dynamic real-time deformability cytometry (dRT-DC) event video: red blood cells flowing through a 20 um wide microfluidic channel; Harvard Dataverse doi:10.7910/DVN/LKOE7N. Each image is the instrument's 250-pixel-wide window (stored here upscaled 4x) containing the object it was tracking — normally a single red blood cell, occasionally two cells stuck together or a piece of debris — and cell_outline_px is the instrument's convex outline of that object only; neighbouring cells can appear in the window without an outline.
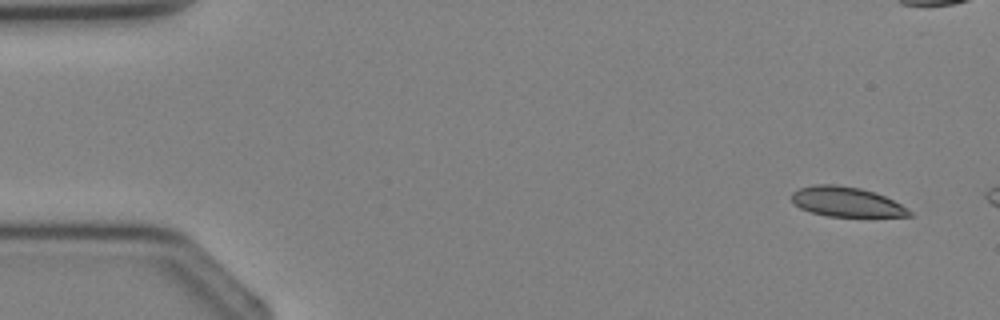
{"species": "Egyptian fruit bat (a non-hibernating species)", "species_latin": "Rousettus aegyptiacus", "temperature_condition": "cold", "stored_images_in_passage": 4, "camera_frame_rate_fps": 3000, "um_per_image_px": 0.085, "animal": {"sex": "female"}, "frame": {"image": 1, "passage_image": 4, "time_ms": 4.333, "image_size_px": [1000, 320], "cell_outline_px": [[912, 216], [828, 216], [812, 212], [800, 208], [792, 200], [792, 192], [800, 188], [816, 184], [836, 184], [860, 188], [876, 192], [908, 208], [912, 212]], "centroid_in_image_um": [71.95, 17.14], "position_along_channel_um": 13.0, "area_um2": 20.23}}